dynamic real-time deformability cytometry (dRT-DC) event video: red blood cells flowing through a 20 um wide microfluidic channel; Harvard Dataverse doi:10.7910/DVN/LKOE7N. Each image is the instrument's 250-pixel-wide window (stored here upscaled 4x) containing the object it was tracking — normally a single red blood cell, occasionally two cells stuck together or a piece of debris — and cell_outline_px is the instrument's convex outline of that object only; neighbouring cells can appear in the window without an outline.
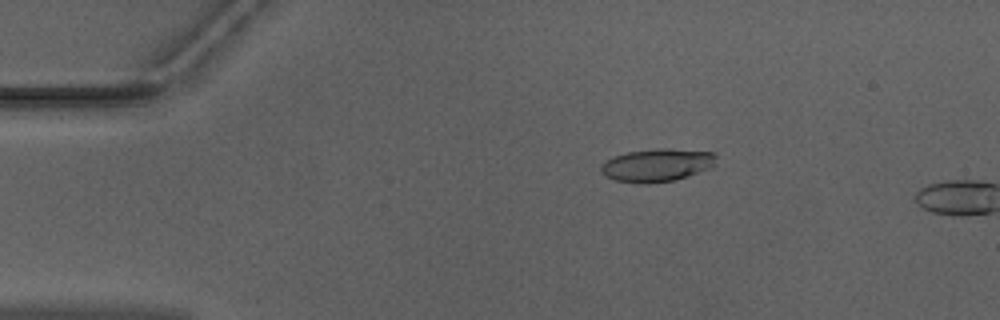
{"species": "Egyptian fruit bat (a non-hibernating species)", "species_latin": "Rousettus aegyptiacus", "temperature_condition": "warm", "stored_images_in_passage": 12, "camera_frame_rate_fps": 3000, "um_per_image_px": 0.085, "animal": {"sex": "male"}, "frame": {"image": 1, "passage_image": 10, "time_ms": 3.0, "image_size_px": [1000, 320], "cell_outline_px": [[716, 156], [712, 168], [688, 176], [672, 180], [644, 184], [636, 184], [616, 180], [604, 176], [600, 172], [600, 164], [604, 160], [628, 152], [656, 148], [668, 148], [716, 152]], "centroid_in_image_um": [55.82, 14.03], "position_along_channel_um": 29.2, "area_um2": 22.37}}